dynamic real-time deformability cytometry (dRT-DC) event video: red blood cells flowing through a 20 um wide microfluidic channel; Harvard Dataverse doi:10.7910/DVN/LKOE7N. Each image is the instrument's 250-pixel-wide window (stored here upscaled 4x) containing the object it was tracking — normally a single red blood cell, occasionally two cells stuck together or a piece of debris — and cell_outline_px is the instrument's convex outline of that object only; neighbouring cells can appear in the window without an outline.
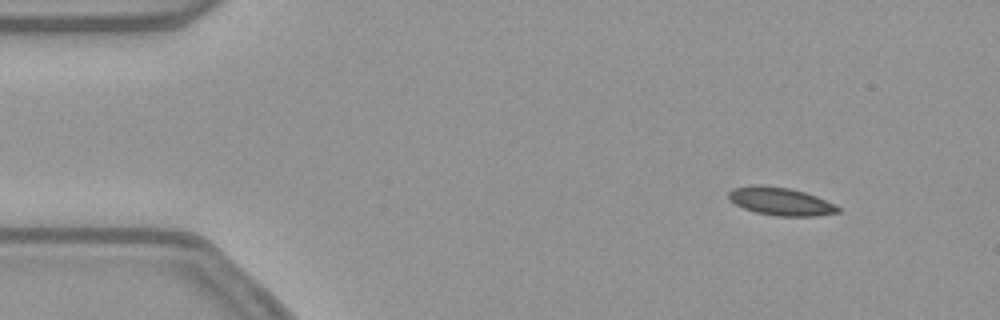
{"species": "common noctule bat (a hibernating species)", "species_latin": "Nyctalus noctula", "temperature_condition": "warm", "stored_images_in_passage": 49, "camera_frame_rate_fps": 3000, "um_per_image_px": 0.085, "animal": {"sex": "female", "body_mass_g": 21.9}, "frame": {"image": 1, "passage_image": 1, "time_ms": 0.0, "image_size_px": [1000, 320], "cell_outline_px": [[840, 212], [816, 216], [776, 216], [756, 212], [744, 208], [728, 200], [728, 192], [732, 188], [752, 184], [760, 184], [788, 188], [804, 192], [816, 196], [836, 204], [840, 208]], "centroid_in_image_um": [66.33, 17.11], "position_along_channel_um": 18.7, "area_um2": 17.98}}
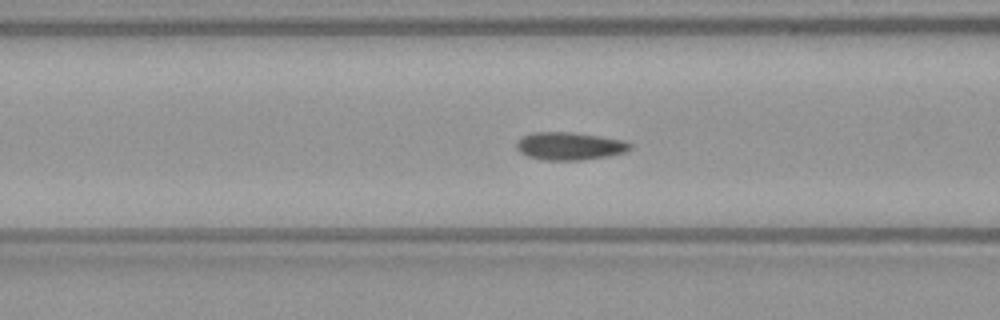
{"frame": {"image": 2, "passage_image": 16, "time_ms": 5.0, "image_size_px": [1000, 320], "cell_outline_px": [[632, 148], [624, 152], [608, 156], [580, 160], [544, 160], [528, 156], [520, 152], [516, 148], [516, 140], [520, 136], [532, 132], [572, 132], [600, 136], [624, 140], [632, 144]], "centroid_in_image_um": [48.38, 12.4], "position_along_channel_um": 118.2, "area_um2": 18.55}}
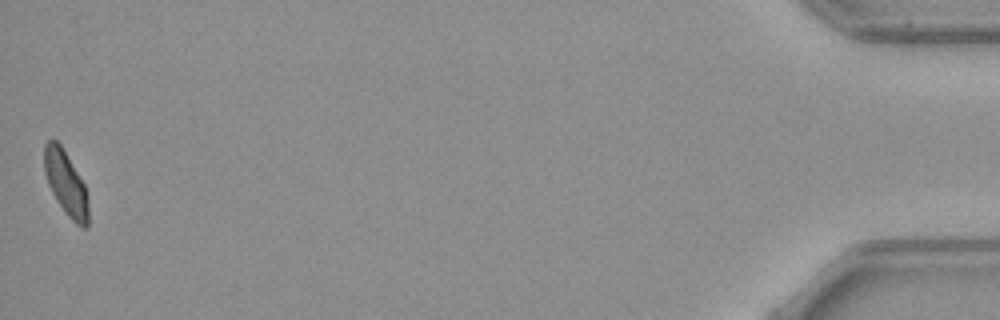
{"frame": {"image": 3, "passage_image": 49, "time_ms": 16.0, "image_size_px": [1000, 320], "cell_outline_px": [[88, 228], [84, 228], [76, 224], [64, 212], [56, 200], [48, 184], [44, 172], [44, 144], [48, 140], [56, 140], [60, 144], [84, 184], [88, 200]], "centroid_in_image_um": [5.59, 15.6], "position_along_channel_um": 429.6, "area_um2": 16.42}, "authors_computed_cell_mechanics": {"area_um2": 17.9758, "velocity_mm_per_s": 3.7861, "shape_relaxation_time_tau1_ms": 4.9378, "shape_relaxation_time_tau2_ms": 0.8482, "deformation_change_tau1": 0.1273, "deformation_change_tau2": 0.0512}}